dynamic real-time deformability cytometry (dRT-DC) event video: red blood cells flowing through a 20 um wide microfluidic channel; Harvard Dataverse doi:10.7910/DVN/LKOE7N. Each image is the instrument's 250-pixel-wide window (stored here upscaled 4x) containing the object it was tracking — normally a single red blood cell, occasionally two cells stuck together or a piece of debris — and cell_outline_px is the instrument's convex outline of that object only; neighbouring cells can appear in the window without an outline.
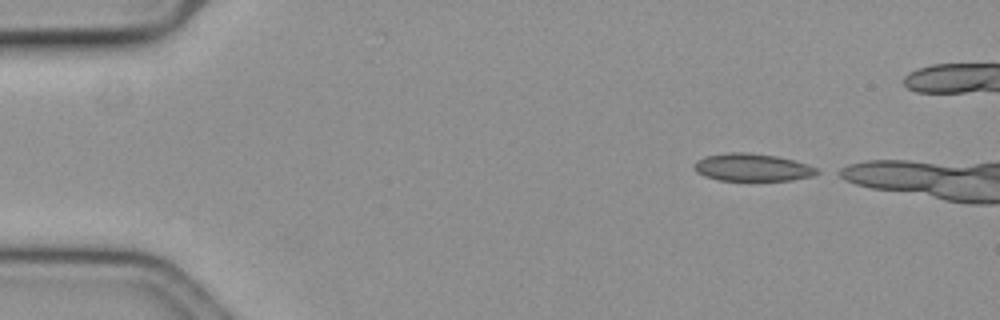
{"species": "common noctule bat (a hibernating species)", "species_latin": "Nyctalus noctula", "temperature_condition": "cold", "stored_images_in_passage": 6, "camera_frame_rate_fps": 3000, "um_per_image_px": 0.085, "animal": {"sex": "female", "body_mass_g": 19.3, "forearm_length_mm": 54.1}, "frame": {"image": 1, "passage_image": 1, "time_ms": 0.0, "image_size_px": [1000, 320], "cell_outline_px": [[820, 172], [812, 176], [792, 180], [720, 180], [704, 176], [696, 172], [692, 164], [696, 160], [704, 156], [728, 152], [748, 152], [776, 156], [808, 164], [816, 168]], "centroid_in_image_um": [63.9, 14.22], "position_along_channel_um": 21.1, "area_um2": 19.77}}